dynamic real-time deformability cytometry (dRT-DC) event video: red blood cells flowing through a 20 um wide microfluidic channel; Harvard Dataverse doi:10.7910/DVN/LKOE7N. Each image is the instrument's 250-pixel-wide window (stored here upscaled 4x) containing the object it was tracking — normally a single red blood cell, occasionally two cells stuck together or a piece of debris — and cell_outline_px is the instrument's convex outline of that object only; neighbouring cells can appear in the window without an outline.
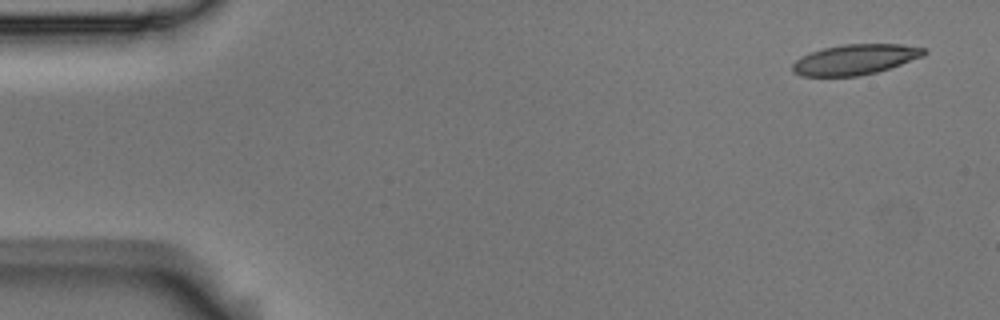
{"species": "Egyptian fruit bat (a non-hibernating species)", "species_latin": "Rousettus aegyptiacus", "temperature_condition": "room temperature", "stored_images_in_passage": 4, "camera_frame_rate_fps": 3000, "um_per_image_px": 0.085, "animal": {"sex": "male"}, "frame": {"image": 1, "passage_image": 1, "time_ms": 0.0, "image_size_px": [1000, 320], "cell_outline_px": [[928, 52], [924, 56], [876, 72], [856, 76], [800, 76], [792, 72], [792, 64], [800, 56], [824, 48], [844, 44], [900, 44], [928, 48]], "centroid_in_image_um": [72.69, 5.05], "position_along_channel_um": 12.3, "area_um2": 23.24}}